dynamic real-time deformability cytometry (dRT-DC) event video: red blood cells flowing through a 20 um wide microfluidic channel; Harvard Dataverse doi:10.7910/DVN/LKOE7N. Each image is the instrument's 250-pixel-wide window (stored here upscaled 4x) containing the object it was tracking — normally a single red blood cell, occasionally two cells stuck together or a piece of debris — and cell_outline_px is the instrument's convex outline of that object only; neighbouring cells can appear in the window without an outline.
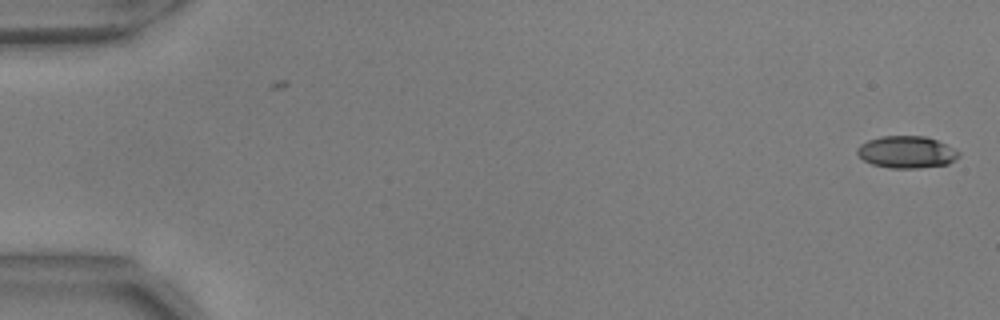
{"species": "common noctule bat (a hibernating species)", "species_latin": "Nyctalus noctula", "temperature_condition": "warm", "stored_images_in_passage": 10, "camera_frame_rate_fps": 3000, "um_per_image_px": 0.085, "animal": {"sex": "male", "body_mass_g": 17.9, "forearm_length_mm": 54.2}, "frame": {"image": 1, "passage_image": 1, "time_ms": 0.0, "image_size_px": [1000, 320], "cell_outline_px": [[960, 156], [948, 164], [920, 168], [892, 168], [872, 164], [864, 160], [856, 152], [856, 148], [860, 144], [868, 140], [880, 136], [924, 136], [936, 140], [960, 152]], "centroid_in_image_um": [77.04, 12.93], "position_along_channel_um": 8.0, "area_um2": 18.9}}